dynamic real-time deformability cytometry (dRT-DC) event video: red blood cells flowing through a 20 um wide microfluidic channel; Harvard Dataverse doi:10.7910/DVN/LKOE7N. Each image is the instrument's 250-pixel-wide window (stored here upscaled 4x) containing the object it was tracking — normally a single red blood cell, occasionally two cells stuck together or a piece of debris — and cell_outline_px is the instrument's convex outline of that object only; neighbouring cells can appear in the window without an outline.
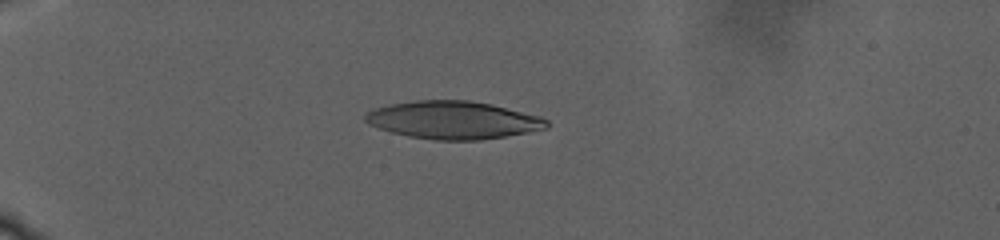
{"species": "human", "species_latin": "Homo sapiens", "temperature_condition": "warm", "stored_images_in_passage": 88, "camera_frame_rate_fps": 3000, "um_per_image_px": 0.085, "donor": {"sex": "male"}, "frame": {"image": 1, "passage_image": 11, "time_ms": 4.0, "image_size_px": [1000, 240], "cell_outline_px": [[548, 128], [528, 132], [480, 140], [436, 140], [408, 136], [392, 132], [368, 124], [364, 120], [364, 116], [368, 112], [376, 108], [388, 104], [416, 100], [468, 100], [492, 104], [540, 116], [548, 120]], "centroid_in_image_um": [38.52, 10.2], "position_along_channel_um": 46.5, "area_um2": 39.88}}
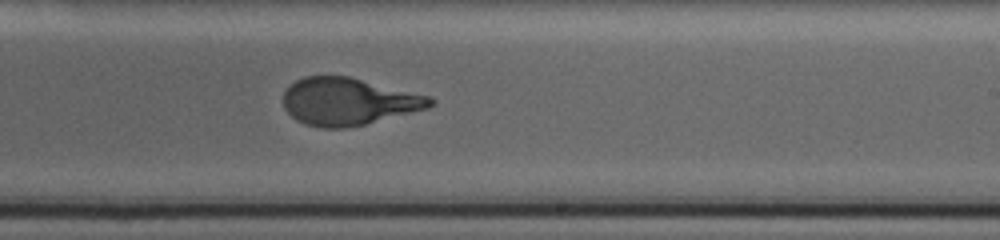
{"frame": {"image": 2, "passage_image": 50, "time_ms": 15.333, "image_size_px": [1000, 240], "cell_outline_px": [[436, 100], [428, 108], [364, 124], [344, 128], [320, 128], [304, 124], [296, 120], [284, 108], [284, 92], [296, 80], [304, 76], [348, 76], [432, 96]], "centroid_in_image_um": [29.62, 8.63], "position_along_channel_um": 259.4, "area_um2": 40.4}}
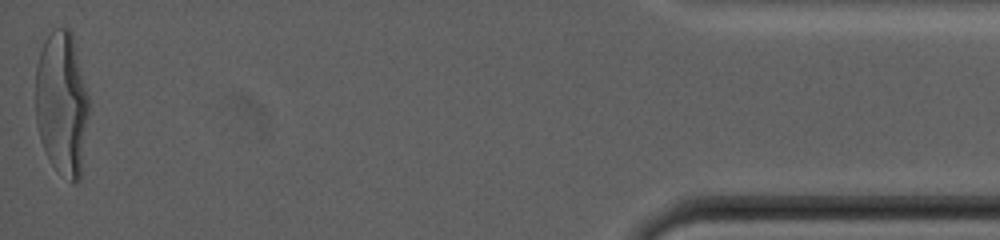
{"frame": {"image": 3, "passage_image": 88, "time_ms": 25.667, "image_size_px": [1000, 240], "cell_outline_px": [[88, 112], [80, 180], [72, 184], [52, 164], [40, 140], [36, 124], [36, 64], [44, 40], [56, 28], [68, 28], [72, 32], [88, 96]], "centroid_in_image_um": [5.25, 8.79], "position_along_channel_um": 430.0, "area_um2": 44.45}, "authors_computed_cell_mechanics": {"area_um2": 41.1247, "velocity_mm_per_s": 2.3398, "shape_relaxation_time_tau1_ms": 9.899, "shape_relaxation_time_tau2_ms": null, "deformation_change_tau1": 0.322, "deformation_change_tau2": null}}